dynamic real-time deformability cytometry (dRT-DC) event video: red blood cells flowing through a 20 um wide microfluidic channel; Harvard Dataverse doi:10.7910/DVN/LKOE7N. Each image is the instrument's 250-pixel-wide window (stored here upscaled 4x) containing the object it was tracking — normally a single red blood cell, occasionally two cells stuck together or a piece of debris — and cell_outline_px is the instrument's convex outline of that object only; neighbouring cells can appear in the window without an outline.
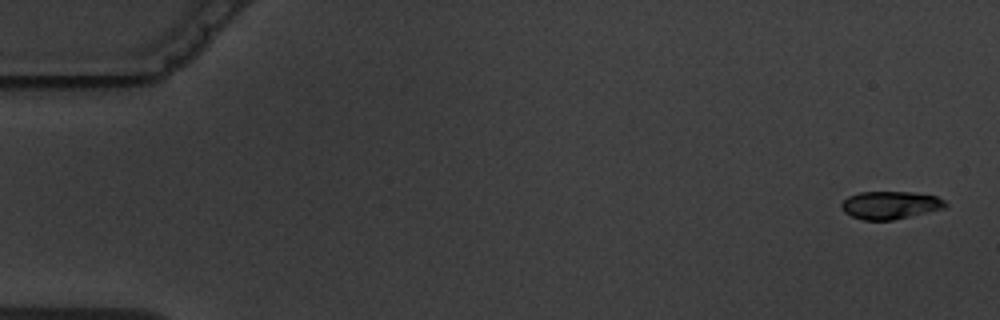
{"species": "common noctule bat (a hibernating species)", "species_latin": "Nyctalus noctula", "temperature_condition": "warm", "stored_images_in_passage": 10, "camera_frame_rate_fps": 3000, "um_per_image_px": 0.085, "animal": {"sex": "male", "body_mass_g": 19.5, "forearm_length_mm": 54.6}, "frame": {"image": 1, "passage_image": 1, "time_ms": 0.0, "image_size_px": [1000, 320], "cell_outline_px": [[948, 208], [892, 220], [864, 220], [852, 216], [844, 212], [840, 208], [840, 204], [848, 196], [860, 192], [912, 192], [936, 196], [944, 200], [948, 204]], "centroid_in_image_um": [75.69, 17.43], "position_along_channel_um": 9.3, "area_um2": 16.99}}
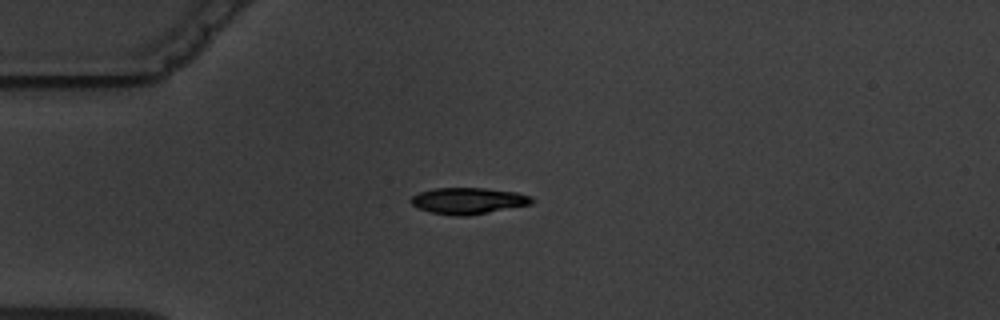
{"frame": {"image": 2, "passage_image": 4, "time_ms": 4.333, "image_size_px": [1000, 320], "cell_outline_px": [[532, 204], [468, 216], [452, 216], [432, 212], [420, 208], [412, 204], [408, 200], [412, 196], [420, 192], [436, 188], [484, 188], [516, 192], [532, 196]], "centroid_in_image_um": [39.8, 17.07], "position_along_channel_um": 45.2, "area_um2": 18.5}}